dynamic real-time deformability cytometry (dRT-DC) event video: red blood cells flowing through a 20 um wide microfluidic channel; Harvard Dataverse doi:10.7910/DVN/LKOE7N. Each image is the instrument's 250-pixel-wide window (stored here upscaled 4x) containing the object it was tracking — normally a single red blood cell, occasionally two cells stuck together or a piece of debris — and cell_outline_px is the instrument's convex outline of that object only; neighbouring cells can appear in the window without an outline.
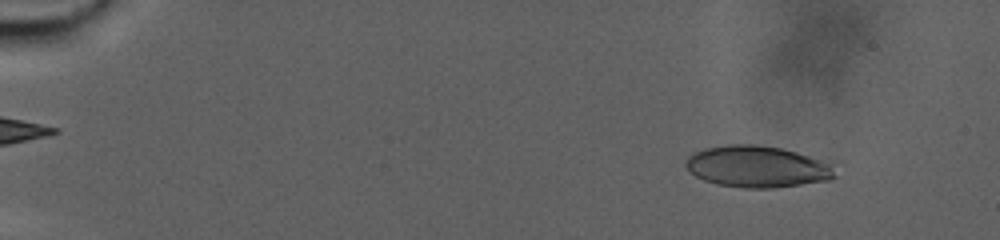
{"species": "human", "species_latin": "Homo sapiens", "temperature_condition": "warm", "stored_images_in_passage": 89, "camera_frame_rate_fps": 3000, "um_per_image_px": 0.085, "donor": {"sex": "male"}, "frame": {"image": 1, "passage_image": 10, "time_ms": 3.0, "image_size_px": [1000, 240], "cell_outline_px": [[836, 176], [828, 180], [772, 188], [744, 188], [716, 184], [704, 180], [696, 176], [684, 164], [688, 156], [692, 152], [704, 148], [728, 144], [756, 144], [780, 148], [836, 160]], "centroid_in_image_um": [64.48, 14.14], "position_along_channel_um": 20.5, "area_um2": 37.05}}
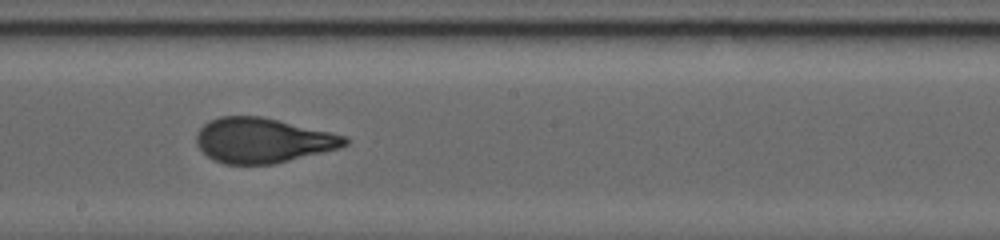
{"frame": {"image": 2, "passage_image": 53, "time_ms": 17.333, "image_size_px": [1000, 240], "cell_outline_px": [[348, 144], [340, 148], [272, 164], [224, 164], [212, 160], [196, 144], [196, 132], [208, 120], [220, 116], [260, 116], [332, 132], [348, 136]], "centroid_in_image_um": [22.32, 11.93], "position_along_channel_um": 225.9, "area_um2": 38.9}}
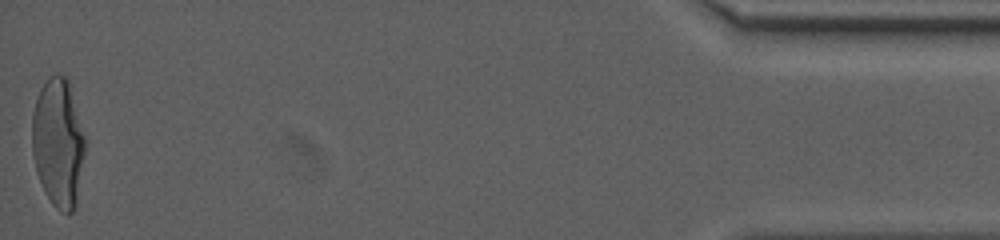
{"frame": {"image": 3, "passage_image": 89, "time_ms": 29.333, "image_size_px": [1000, 240], "cell_outline_px": [[84, 152], [76, 208], [72, 212], [60, 212], [52, 204], [44, 192], [36, 172], [32, 152], [32, 116], [36, 100], [40, 88], [48, 76], [56, 72], [64, 76], [68, 80], [84, 136]], "centroid_in_image_um": [4.92, 12.15], "position_along_channel_um": 430.3, "area_um2": 39.65}, "authors_computed_cell_mechanics": {"area_um2": 38.0324, "velocity_mm_per_s": 2.3831, "shape_relaxation_time_tau1_ms": null, "shape_relaxation_time_tau2_ms": 1.335, "deformation_change_tau1": null, "deformation_change_tau2": 0.0829}}